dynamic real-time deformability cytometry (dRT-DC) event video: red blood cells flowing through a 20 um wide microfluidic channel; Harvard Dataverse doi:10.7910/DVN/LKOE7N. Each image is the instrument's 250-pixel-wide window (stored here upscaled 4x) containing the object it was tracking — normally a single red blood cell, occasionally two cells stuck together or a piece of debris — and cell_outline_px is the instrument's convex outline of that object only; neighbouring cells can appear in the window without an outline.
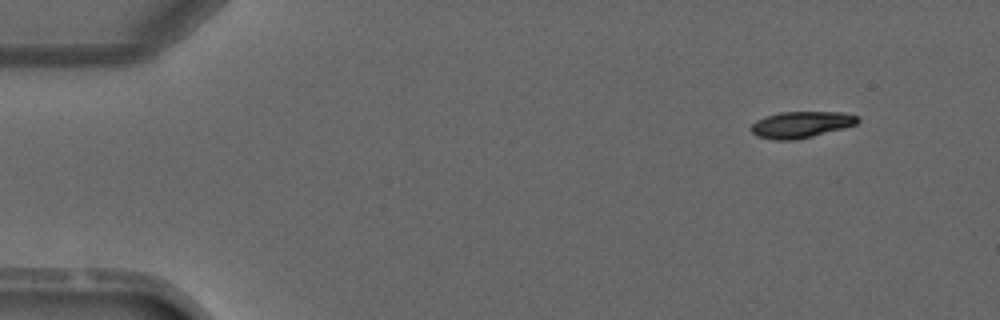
{"species": "common noctule bat (a hibernating species)", "species_latin": "Nyctalus noctula", "temperature_condition": "warm", "stored_images_in_passage": 4, "camera_frame_rate_fps": 3000, "um_per_image_px": 0.085, "animal": {"sex": "male", "forearm_length_mm": 52.5}, "frame": {"image": 1, "passage_image": 1, "time_ms": 0.0, "image_size_px": [1000, 320], "cell_outline_px": [[860, 120], [856, 124], [844, 128], [796, 140], [776, 140], [756, 136], [752, 132], [752, 124], [756, 120], [780, 112], [844, 112], [856, 116]], "centroid_in_image_um": [68.1, 10.59], "position_along_channel_um": 16.9, "area_um2": 16.24}}
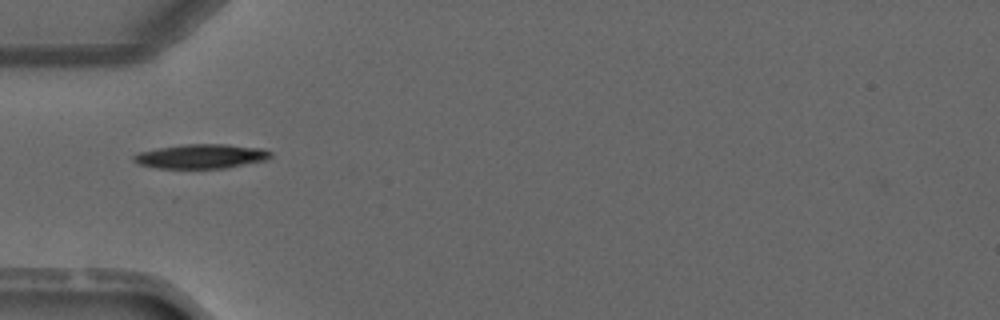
{"frame": {"image": 2, "passage_image": 4, "time_ms": 3.333, "image_size_px": [1000, 320], "cell_outline_px": [[272, 156], [268, 160], [224, 168], [156, 168], [140, 164], [132, 160], [132, 156], [140, 152], [160, 148], [184, 144], [228, 144], [264, 148], [272, 152]], "centroid_in_image_um": [17.16, 13.28], "position_along_channel_um": 67.8, "area_um2": 19.48}}